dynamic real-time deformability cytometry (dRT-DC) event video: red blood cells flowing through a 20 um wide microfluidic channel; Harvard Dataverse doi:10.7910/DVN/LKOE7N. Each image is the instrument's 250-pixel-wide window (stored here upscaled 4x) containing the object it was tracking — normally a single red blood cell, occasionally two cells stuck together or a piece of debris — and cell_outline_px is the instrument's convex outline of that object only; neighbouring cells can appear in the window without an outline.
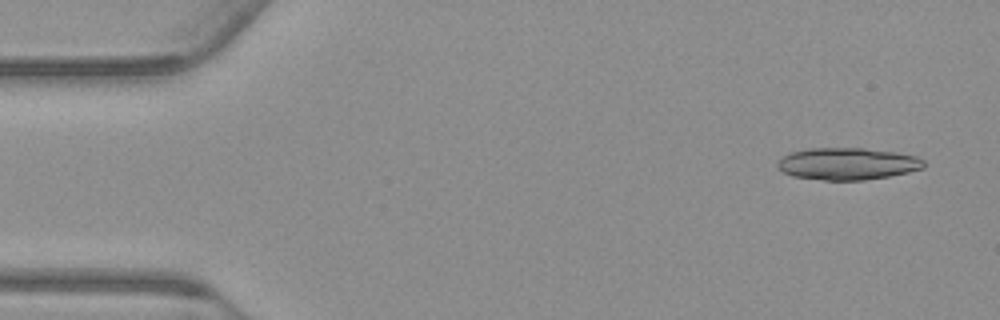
{"species": "common noctule bat (a hibernating species)", "species_latin": "Nyctalus noctula", "temperature_condition": "warm", "stored_images_in_passage": 18, "camera_frame_rate_fps": 3000, "um_per_image_px": 0.085, "animal": {"sex": "male", "body_mass_g": 23.1, "forearm_length_mm": 52.7}, "frame": {"image": 1, "passage_image": 3, "time_ms": 0.667, "image_size_px": [1000, 320], "cell_outline_px": [[924, 168], [908, 172], [888, 176], [864, 180], [824, 180], [792, 176], [784, 172], [776, 164], [784, 156], [792, 152], [808, 148], [864, 148], [896, 152], [916, 156], [924, 160]], "centroid_in_image_um": [72.06, 13.91], "position_along_channel_um": 12.9, "area_um2": 27.17}}
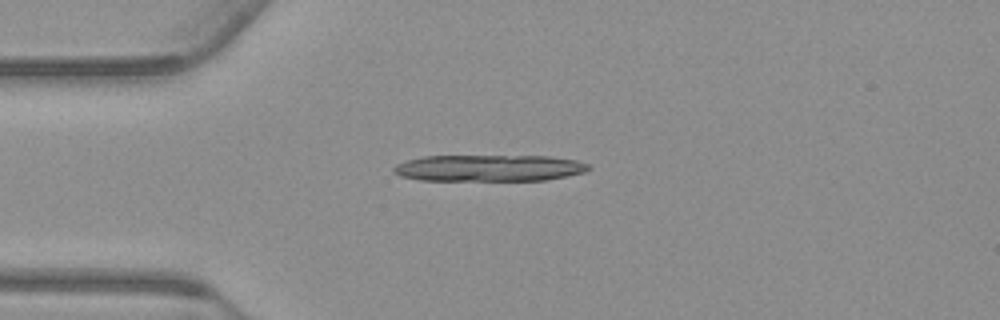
{"frame": {"image": 2, "passage_image": 13, "time_ms": 4.0, "image_size_px": [1000, 320], "cell_outline_px": [[592, 168], [584, 172], [544, 180], [420, 180], [400, 176], [392, 172], [392, 168], [396, 164], [408, 160], [424, 156], [548, 156], [576, 160], [588, 164]], "centroid_in_image_um": [41.54, 14.28], "position_along_channel_um": 43.5, "area_um2": 30.06}}